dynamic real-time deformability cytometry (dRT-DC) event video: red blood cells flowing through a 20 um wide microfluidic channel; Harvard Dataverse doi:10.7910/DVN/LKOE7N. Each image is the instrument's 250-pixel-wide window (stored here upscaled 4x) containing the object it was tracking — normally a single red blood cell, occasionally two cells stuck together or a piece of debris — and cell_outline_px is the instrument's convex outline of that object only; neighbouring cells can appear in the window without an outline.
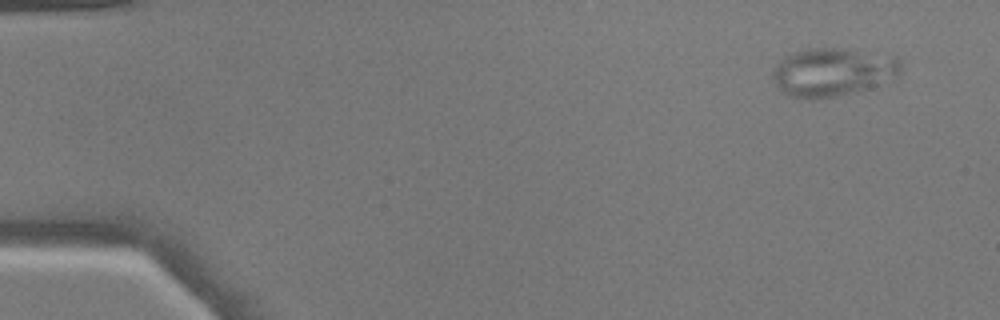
{"species": "common noctule bat (a hibernating species)", "species_latin": "Nyctalus noctula", "temperature_condition": "warm", "stored_images_in_passage": 4, "camera_frame_rate_fps": 3000, "um_per_image_px": 0.085, "animal": {"sex": "male", "body_mass_g": 17.9}, "frame": {"image": 1, "passage_image": 2, "time_ms": 0.333, "image_size_px": [1000, 320], "cell_outline_px": [[900, 72], [896, 76], [876, 84], [864, 88], [836, 96], [808, 100], [788, 96], [772, 80], [772, 72], [776, 64], [784, 56], [808, 48], [836, 48], [896, 56], [900, 60]], "centroid_in_image_um": [70.71, 6.12], "position_along_channel_um": 14.3, "area_um2": 35.55}}